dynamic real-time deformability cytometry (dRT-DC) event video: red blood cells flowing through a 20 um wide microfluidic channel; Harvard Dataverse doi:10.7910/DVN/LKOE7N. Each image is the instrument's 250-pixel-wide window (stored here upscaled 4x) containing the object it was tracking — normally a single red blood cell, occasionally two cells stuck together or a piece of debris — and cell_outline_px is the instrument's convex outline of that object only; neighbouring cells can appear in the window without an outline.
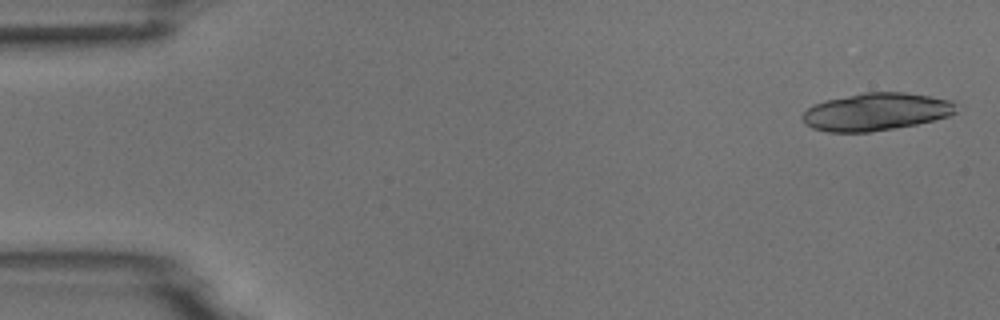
{"species": "common noctule bat (a hibernating species)", "species_latin": "Nyctalus noctula", "temperature_condition": "room temperature", "stored_images_in_passage": 5, "camera_frame_rate_fps": 3000, "um_per_image_px": 0.085, "animal": {"sex": "male", "body_mass_g": 18.8}, "frame": {"image": 1, "passage_image": 1, "time_ms": 0.0, "image_size_px": [1000, 320], "cell_outline_px": [[956, 112], [948, 116], [916, 124], [868, 132], [828, 132], [812, 128], [804, 124], [804, 112], [808, 108], [824, 100], [864, 92], [904, 92], [952, 100], [956, 104]], "centroid_in_image_um": [74.46, 9.49], "position_along_channel_um": 10.5, "area_um2": 33.41}}
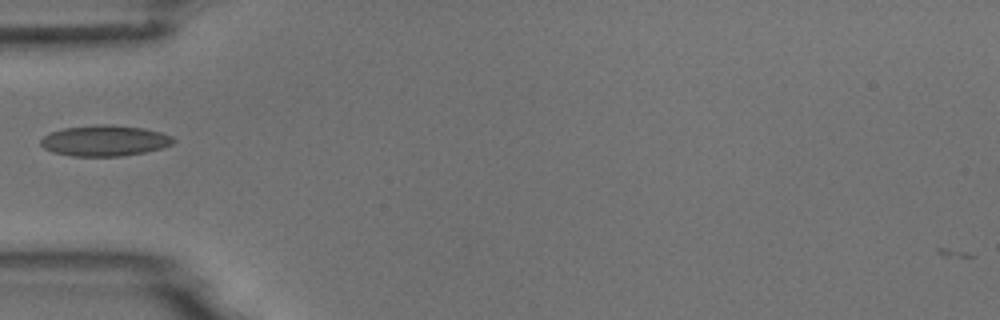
{"frame": {"image": 2, "passage_image": 5, "time_ms": 5.333, "image_size_px": [1000, 320], "cell_outline_px": [[176, 140], [172, 144], [164, 148], [144, 152], [120, 156], [72, 156], [52, 152], [44, 148], [40, 144], [40, 140], [44, 136], [52, 132], [64, 128], [100, 124], [104, 124], [144, 128], [160, 132], [172, 136]], "centroid_in_image_um": [8.91, 11.96], "position_along_channel_um": 76.1, "area_um2": 23.76}}